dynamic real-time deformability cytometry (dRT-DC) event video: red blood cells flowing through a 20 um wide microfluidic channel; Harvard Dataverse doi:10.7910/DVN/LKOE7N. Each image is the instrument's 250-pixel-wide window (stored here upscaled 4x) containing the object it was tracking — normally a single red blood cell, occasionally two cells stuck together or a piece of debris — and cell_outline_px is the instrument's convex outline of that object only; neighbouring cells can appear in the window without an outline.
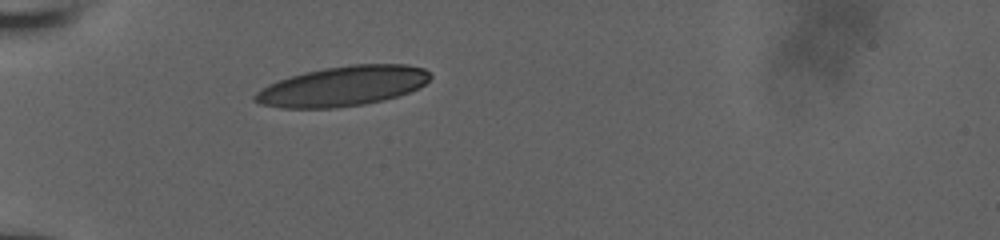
{"species": "human", "species_latin": "Homo sapiens", "temperature_condition": "room temperature", "stored_images_in_passage": 4, "camera_frame_rate_fps": 3000, "um_per_image_px": 0.085, "donor": {"sex": "male"}, "frame": {"image": 1, "passage_image": 1, "time_ms": 0.0, "image_size_px": [1000, 240], "cell_outline_px": [[432, 76], [424, 84], [408, 92], [396, 96], [364, 104], [336, 108], [280, 108], [260, 104], [252, 100], [252, 96], [260, 88], [268, 84], [304, 72], [324, 68], [352, 64], [408, 64], [424, 68]], "centroid_in_image_um": [29.09, 7.32], "position_along_channel_um": 55.9, "area_um2": 40.69}}
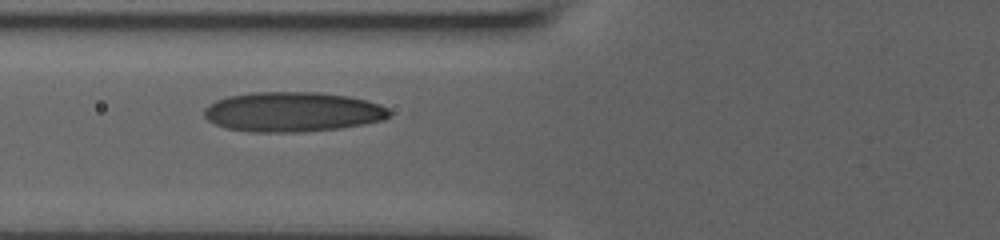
{"frame": {"image": 2, "passage_image": 3, "time_ms": 1.667, "image_size_px": [1000, 240], "cell_outline_px": [[396, 112], [384, 120], [364, 124], [340, 128], [296, 132], [252, 132], [228, 128], [216, 124], [208, 120], [204, 116], [204, 108], [216, 100], [228, 96], [252, 92], [320, 92], [348, 96], [380, 104]], "centroid_in_image_um": [24.91, 9.5], "position_along_channel_um": 100.9, "area_um2": 43.12}}